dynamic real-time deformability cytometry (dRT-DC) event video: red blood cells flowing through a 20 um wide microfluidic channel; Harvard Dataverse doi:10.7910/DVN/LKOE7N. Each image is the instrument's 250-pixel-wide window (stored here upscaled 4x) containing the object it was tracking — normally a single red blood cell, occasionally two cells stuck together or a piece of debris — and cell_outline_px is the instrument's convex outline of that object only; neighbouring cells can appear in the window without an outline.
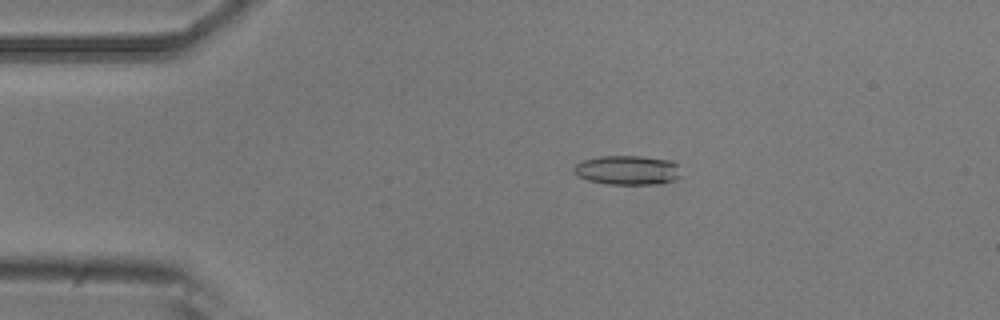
{"species": "common noctule bat (a hibernating species)", "species_latin": "Nyctalus noctula", "temperature_condition": "room temperature", "stored_images_in_passage": 6, "camera_frame_rate_fps": 3000, "um_per_image_px": 0.085, "animal": {"sex": "male", "body_mass_g": 20.5, "forearm_length_mm": 52.5}, "frame": {"image": 1, "passage_image": 3, "time_ms": 0.667, "image_size_px": [1000, 320], "cell_outline_px": [[680, 176], [672, 180], [660, 184], [604, 184], [588, 180], [580, 176], [572, 168], [580, 160], [600, 156], [640, 156], [672, 160], [676, 164]], "centroid_in_image_um": [53.31, 14.45], "position_along_channel_um": 31.7, "area_um2": 18.26}}
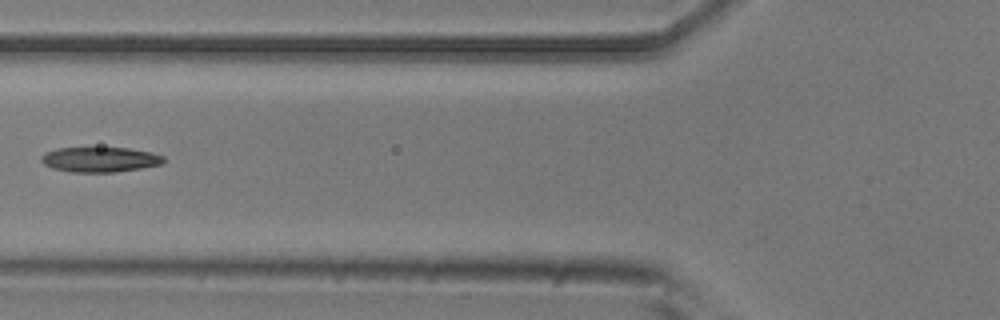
{"frame": {"image": 2, "passage_image": 5, "time_ms": 1.333, "image_size_px": [1000, 320], "cell_outline_px": [[164, 160], [160, 164], [140, 168], [116, 172], [72, 172], [52, 168], [44, 164], [40, 160], [40, 156], [44, 152], [56, 148], [128, 148], [152, 152], [164, 156]], "centroid_in_image_um": [8.45, 13.55], "position_along_channel_um": 117.3, "area_um2": 17.86}}
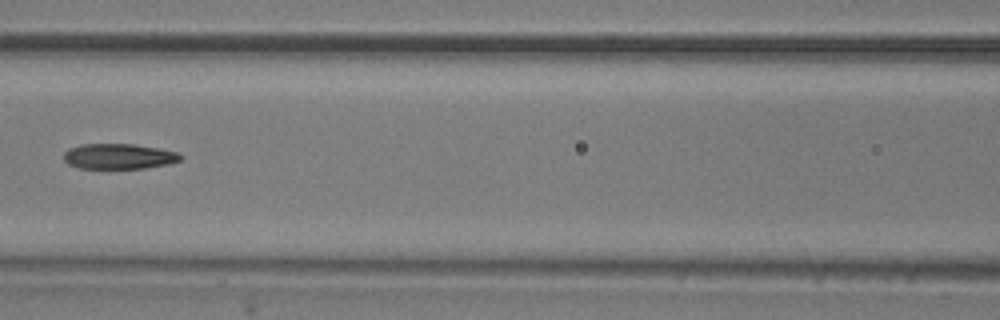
{"frame": {"image": 3, "passage_image": 6, "time_ms": 1.667, "image_size_px": [1000, 320], "cell_outline_px": [[184, 156], [180, 160], [168, 164], [144, 168], [80, 168], [68, 164], [64, 160], [64, 152], [68, 148], [80, 144], [132, 144], [160, 148], [176, 152]], "centroid_in_image_um": [10.09, 13.28], "position_along_channel_um": 156.5, "area_um2": 17.28}}